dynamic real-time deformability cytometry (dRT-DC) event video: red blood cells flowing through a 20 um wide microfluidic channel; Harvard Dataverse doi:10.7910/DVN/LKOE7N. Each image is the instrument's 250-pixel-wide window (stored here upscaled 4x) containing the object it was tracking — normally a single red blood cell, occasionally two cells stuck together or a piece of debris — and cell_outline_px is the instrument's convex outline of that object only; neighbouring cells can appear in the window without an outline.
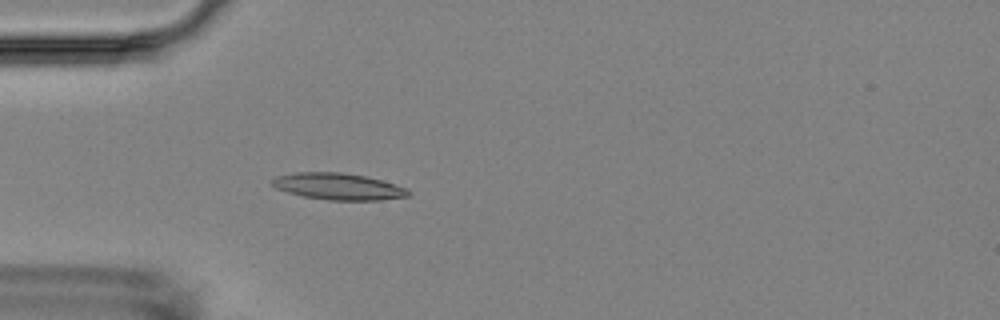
{"species": "Egyptian fruit bat (a non-hibernating species)", "species_latin": "Rousettus aegyptiacus", "temperature_condition": "room temperature", "stored_images_in_passage": 2, "camera_frame_rate_fps": 3000, "um_per_image_px": 0.085, "animal": {"sex": "female"}, "frame": {"image": 1, "passage_image": 2, "time_ms": 1.0, "image_size_px": [1000, 320], "cell_outline_px": [[412, 192], [408, 196], [380, 200], [328, 200], [304, 196], [288, 192], [276, 188], [272, 184], [272, 180], [276, 176], [296, 172], [340, 172], [368, 176], [408, 188]], "centroid_in_image_um": [28.79, 15.84], "position_along_channel_um": 56.2, "area_um2": 21.15}}